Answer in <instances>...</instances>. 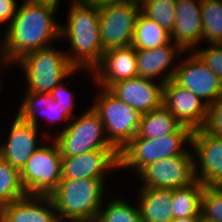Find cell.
Instances as JSON below:
<instances>
[{
	"mask_svg": "<svg viewBox=\"0 0 222 222\" xmlns=\"http://www.w3.org/2000/svg\"><path fill=\"white\" fill-rule=\"evenodd\" d=\"M21 3L4 31V60L10 67L24 55L60 41L61 22L55 17L57 7L30 0H23Z\"/></svg>",
	"mask_w": 222,
	"mask_h": 222,
	"instance_id": "6da1fadb",
	"label": "cell"
},
{
	"mask_svg": "<svg viewBox=\"0 0 222 222\" xmlns=\"http://www.w3.org/2000/svg\"><path fill=\"white\" fill-rule=\"evenodd\" d=\"M66 24L60 23V42L67 41V59L76 69L93 71L103 58L99 8L71 0ZM64 39V40H63Z\"/></svg>",
	"mask_w": 222,
	"mask_h": 222,
	"instance_id": "7a4b0ae2",
	"label": "cell"
},
{
	"mask_svg": "<svg viewBox=\"0 0 222 222\" xmlns=\"http://www.w3.org/2000/svg\"><path fill=\"white\" fill-rule=\"evenodd\" d=\"M107 180L61 179L49 195L59 221L94 222L104 199H109L105 195Z\"/></svg>",
	"mask_w": 222,
	"mask_h": 222,
	"instance_id": "3957f363",
	"label": "cell"
},
{
	"mask_svg": "<svg viewBox=\"0 0 222 222\" xmlns=\"http://www.w3.org/2000/svg\"><path fill=\"white\" fill-rule=\"evenodd\" d=\"M54 47L51 45L30 52L14 64L23 71L24 80L26 79L24 92L51 93L64 79L70 80L71 76L73 77L81 71L93 78L92 71L76 69L68 61L66 50H59V48Z\"/></svg>",
	"mask_w": 222,
	"mask_h": 222,
	"instance_id": "277c9868",
	"label": "cell"
},
{
	"mask_svg": "<svg viewBox=\"0 0 222 222\" xmlns=\"http://www.w3.org/2000/svg\"><path fill=\"white\" fill-rule=\"evenodd\" d=\"M191 136L192 130L181 125L175 132L164 137L154 139L134 137L119 152V169L134 171L135 176L151 162L181 155L190 146Z\"/></svg>",
	"mask_w": 222,
	"mask_h": 222,
	"instance_id": "5b68a950",
	"label": "cell"
},
{
	"mask_svg": "<svg viewBox=\"0 0 222 222\" xmlns=\"http://www.w3.org/2000/svg\"><path fill=\"white\" fill-rule=\"evenodd\" d=\"M96 87L91 107L104 124L108 141L120 152L136 136L142 114L108 89Z\"/></svg>",
	"mask_w": 222,
	"mask_h": 222,
	"instance_id": "8992f818",
	"label": "cell"
},
{
	"mask_svg": "<svg viewBox=\"0 0 222 222\" xmlns=\"http://www.w3.org/2000/svg\"><path fill=\"white\" fill-rule=\"evenodd\" d=\"M62 157H72L97 149H115L107 139L105 127L99 115L88 107L80 116L73 117L66 128L55 132Z\"/></svg>",
	"mask_w": 222,
	"mask_h": 222,
	"instance_id": "52a82bcc",
	"label": "cell"
},
{
	"mask_svg": "<svg viewBox=\"0 0 222 222\" xmlns=\"http://www.w3.org/2000/svg\"><path fill=\"white\" fill-rule=\"evenodd\" d=\"M47 141L31 155L20 171L27 195L49 196L62 179L59 147L52 138Z\"/></svg>",
	"mask_w": 222,
	"mask_h": 222,
	"instance_id": "ba28073f",
	"label": "cell"
},
{
	"mask_svg": "<svg viewBox=\"0 0 222 222\" xmlns=\"http://www.w3.org/2000/svg\"><path fill=\"white\" fill-rule=\"evenodd\" d=\"M140 3L127 0L99 8V30L103 51L131 46Z\"/></svg>",
	"mask_w": 222,
	"mask_h": 222,
	"instance_id": "9c48e42d",
	"label": "cell"
},
{
	"mask_svg": "<svg viewBox=\"0 0 222 222\" xmlns=\"http://www.w3.org/2000/svg\"><path fill=\"white\" fill-rule=\"evenodd\" d=\"M136 176L142 180L139 188L177 189L191 185L196 177L190 146L181 155L147 164Z\"/></svg>",
	"mask_w": 222,
	"mask_h": 222,
	"instance_id": "30bf717a",
	"label": "cell"
},
{
	"mask_svg": "<svg viewBox=\"0 0 222 222\" xmlns=\"http://www.w3.org/2000/svg\"><path fill=\"white\" fill-rule=\"evenodd\" d=\"M184 54L186 57L178 59L172 80L210 106L222 96V81L194 51H184Z\"/></svg>",
	"mask_w": 222,
	"mask_h": 222,
	"instance_id": "8fae6325",
	"label": "cell"
},
{
	"mask_svg": "<svg viewBox=\"0 0 222 222\" xmlns=\"http://www.w3.org/2000/svg\"><path fill=\"white\" fill-rule=\"evenodd\" d=\"M10 125L9 134L6 132V140L0 142V157L21 171L31 155L55 134L23 121L16 114ZM40 130L44 132L41 133Z\"/></svg>",
	"mask_w": 222,
	"mask_h": 222,
	"instance_id": "7c38bea8",
	"label": "cell"
},
{
	"mask_svg": "<svg viewBox=\"0 0 222 222\" xmlns=\"http://www.w3.org/2000/svg\"><path fill=\"white\" fill-rule=\"evenodd\" d=\"M191 152L196 180L205 186H218L222 182V138L203 128L192 131Z\"/></svg>",
	"mask_w": 222,
	"mask_h": 222,
	"instance_id": "4fadbf2b",
	"label": "cell"
},
{
	"mask_svg": "<svg viewBox=\"0 0 222 222\" xmlns=\"http://www.w3.org/2000/svg\"><path fill=\"white\" fill-rule=\"evenodd\" d=\"M117 170L120 171L119 152L116 149H97L62 157V179H109L112 172Z\"/></svg>",
	"mask_w": 222,
	"mask_h": 222,
	"instance_id": "5bb4252c",
	"label": "cell"
},
{
	"mask_svg": "<svg viewBox=\"0 0 222 222\" xmlns=\"http://www.w3.org/2000/svg\"><path fill=\"white\" fill-rule=\"evenodd\" d=\"M163 105L182 125L192 131L202 129L206 122L208 106L197 95L172 79L163 86Z\"/></svg>",
	"mask_w": 222,
	"mask_h": 222,
	"instance_id": "9a60e30c",
	"label": "cell"
},
{
	"mask_svg": "<svg viewBox=\"0 0 222 222\" xmlns=\"http://www.w3.org/2000/svg\"><path fill=\"white\" fill-rule=\"evenodd\" d=\"M163 86L160 81L137 76L116 82L108 90L124 103L145 114L163 105Z\"/></svg>",
	"mask_w": 222,
	"mask_h": 222,
	"instance_id": "2e32d148",
	"label": "cell"
},
{
	"mask_svg": "<svg viewBox=\"0 0 222 222\" xmlns=\"http://www.w3.org/2000/svg\"><path fill=\"white\" fill-rule=\"evenodd\" d=\"M135 52L138 77L157 80L163 84L173 78L177 59L184 54V51L172 41L155 49L135 50Z\"/></svg>",
	"mask_w": 222,
	"mask_h": 222,
	"instance_id": "e0dca14e",
	"label": "cell"
},
{
	"mask_svg": "<svg viewBox=\"0 0 222 222\" xmlns=\"http://www.w3.org/2000/svg\"><path fill=\"white\" fill-rule=\"evenodd\" d=\"M92 72L91 84L105 89L116 82L137 77L135 49L128 46L105 51L100 64Z\"/></svg>",
	"mask_w": 222,
	"mask_h": 222,
	"instance_id": "ac0fdd59",
	"label": "cell"
},
{
	"mask_svg": "<svg viewBox=\"0 0 222 222\" xmlns=\"http://www.w3.org/2000/svg\"><path fill=\"white\" fill-rule=\"evenodd\" d=\"M201 2L202 0L176 1V20L170 39L183 51H194L202 46Z\"/></svg>",
	"mask_w": 222,
	"mask_h": 222,
	"instance_id": "d6986e66",
	"label": "cell"
},
{
	"mask_svg": "<svg viewBox=\"0 0 222 222\" xmlns=\"http://www.w3.org/2000/svg\"><path fill=\"white\" fill-rule=\"evenodd\" d=\"M24 93L22 102H20L21 104L17 107L19 109L15 112L20 119L39 128L41 125L39 120L42 119L41 121H43L44 117V121L46 120L45 124L50 123L48 126L51 124L55 126L62 121L64 124L60 125L62 128H60L59 131L66 128L71 118L64 113V108L54 102L51 93Z\"/></svg>",
	"mask_w": 222,
	"mask_h": 222,
	"instance_id": "ffe728a7",
	"label": "cell"
},
{
	"mask_svg": "<svg viewBox=\"0 0 222 222\" xmlns=\"http://www.w3.org/2000/svg\"><path fill=\"white\" fill-rule=\"evenodd\" d=\"M1 222H60L49 196L27 195L0 208Z\"/></svg>",
	"mask_w": 222,
	"mask_h": 222,
	"instance_id": "44dd1931",
	"label": "cell"
},
{
	"mask_svg": "<svg viewBox=\"0 0 222 222\" xmlns=\"http://www.w3.org/2000/svg\"><path fill=\"white\" fill-rule=\"evenodd\" d=\"M141 222H171L172 214V189L164 188H139L135 189Z\"/></svg>",
	"mask_w": 222,
	"mask_h": 222,
	"instance_id": "7402d4cb",
	"label": "cell"
},
{
	"mask_svg": "<svg viewBox=\"0 0 222 222\" xmlns=\"http://www.w3.org/2000/svg\"><path fill=\"white\" fill-rule=\"evenodd\" d=\"M170 41V32L140 11L136 19L131 46L135 50L155 49Z\"/></svg>",
	"mask_w": 222,
	"mask_h": 222,
	"instance_id": "603a6c76",
	"label": "cell"
},
{
	"mask_svg": "<svg viewBox=\"0 0 222 222\" xmlns=\"http://www.w3.org/2000/svg\"><path fill=\"white\" fill-rule=\"evenodd\" d=\"M182 124L162 105L160 108L142 114L135 137L159 138L175 132Z\"/></svg>",
	"mask_w": 222,
	"mask_h": 222,
	"instance_id": "cb8c5ba5",
	"label": "cell"
},
{
	"mask_svg": "<svg viewBox=\"0 0 222 222\" xmlns=\"http://www.w3.org/2000/svg\"><path fill=\"white\" fill-rule=\"evenodd\" d=\"M205 185L196 180L183 188L172 189V214L174 218L200 217L201 198Z\"/></svg>",
	"mask_w": 222,
	"mask_h": 222,
	"instance_id": "d4e9b609",
	"label": "cell"
},
{
	"mask_svg": "<svg viewBox=\"0 0 222 222\" xmlns=\"http://www.w3.org/2000/svg\"><path fill=\"white\" fill-rule=\"evenodd\" d=\"M121 196L122 194L116 197L113 195L108 201L104 199L94 222H141L138 203L135 201L133 205L131 201Z\"/></svg>",
	"mask_w": 222,
	"mask_h": 222,
	"instance_id": "484cf974",
	"label": "cell"
},
{
	"mask_svg": "<svg viewBox=\"0 0 222 222\" xmlns=\"http://www.w3.org/2000/svg\"><path fill=\"white\" fill-rule=\"evenodd\" d=\"M202 43H222V0H202Z\"/></svg>",
	"mask_w": 222,
	"mask_h": 222,
	"instance_id": "4316f807",
	"label": "cell"
},
{
	"mask_svg": "<svg viewBox=\"0 0 222 222\" xmlns=\"http://www.w3.org/2000/svg\"><path fill=\"white\" fill-rule=\"evenodd\" d=\"M25 196L20 171L0 157V208Z\"/></svg>",
	"mask_w": 222,
	"mask_h": 222,
	"instance_id": "83f0119b",
	"label": "cell"
},
{
	"mask_svg": "<svg viewBox=\"0 0 222 222\" xmlns=\"http://www.w3.org/2000/svg\"><path fill=\"white\" fill-rule=\"evenodd\" d=\"M176 1L143 0L140 2V9L145 16L155 20L161 27L171 33L176 20Z\"/></svg>",
	"mask_w": 222,
	"mask_h": 222,
	"instance_id": "f1b7e54d",
	"label": "cell"
},
{
	"mask_svg": "<svg viewBox=\"0 0 222 222\" xmlns=\"http://www.w3.org/2000/svg\"><path fill=\"white\" fill-rule=\"evenodd\" d=\"M201 217L222 222V190L217 186H205L201 198Z\"/></svg>",
	"mask_w": 222,
	"mask_h": 222,
	"instance_id": "f546056e",
	"label": "cell"
},
{
	"mask_svg": "<svg viewBox=\"0 0 222 222\" xmlns=\"http://www.w3.org/2000/svg\"><path fill=\"white\" fill-rule=\"evenodd\" d=\"M204 47V48H203ZM194 52L222 81V43L197 47Z\"/></svg>",
	"mask_w": 222,
	"mask_h": 222,
	"instance_id": "4dcf8cb0",
	"label": "cell"
},
{
	"mask_svg": "<svg viewBox=\"0 0 222 222\" xmlns=\"http://www.w3.org/2000/svg\"><path fill=\"white\" fill-rule=\"evenodd\" d=\"M66 79L60 82L52 91L51 94L53 96L54 102L58 103L62 108H64V113L68 115L71 119L76 116L74 112L75 109V94L73 95V91H70L66 84Z\"/></svg>",
	"mask_w": 222,
	"mask_h": 222,
	"instance_id": "1f68e13d",
	"label": "cell"
},
{
	"mask_svg": "<svg viewBox=\"0 0 222 222\" xmlns=\"http://www.w3.org/2000/svg\"><path fill=\"white\" fill-rule=\"evenodd\" d=\"M203 129L222 138V96L208 106L207 118Z\"/></svg>",
	"mask_w": 222,
	"mask_h": 222,
	"instance_id": "d6a6232c",
	"label": "cell"
},
{
	"mask_svg": "<svg viewBox=\"0 0 222 222\" xmlns=\"http://www.w3.org/2000/svg\"><path fill=\"white\" fill-rule=\"evenodd\" d=\"M18 5V1L16 0H0V25L7 24L1 26V28L6 27L4 28L3 33L16 15Z\"/></svg>",
	"mask_w": 222,
	"mask_h": 222,
	"instance_id": "836d02e7",
	"label": "cell"
},
{
	"mask_svg": "<svg viewBox=\"0 0 222 222\" xmlns=\"http://www.w3.org/2000/svg\"><path fill=\"white\" fill-rule=\"evenodd\" d=\"M80 1L83 2L85 5H92L100 8L109 4L120 3L127 0H80Z\"/></svg>",
	"mask_w": 222,
	"mask_h": 222,
	"instance_id": "e575fe53",
	"label": "cell"
},
{
	"mask_svg": "<svg viewBox=\"0 0 222 222\" xmlns=\"http://www.w3.org/2000/svg\"><path fill=\"white\" fill-rule=\"evenodd\" d=\"M7 69L9 70L10 69V66L6 63L5 60H0V94H1V91L4 89L2 88V86H4L3 82H2V79H1V71H4L6 73Z\"/></svg>",
	"mask_w": 222,
	"mask_h": 222,
	"instance_id": "d590c367",
	"label": "cell"
},
{
	"mask_svg": "<svg viewBox=\"0 0 222 222\" xmlns=\"http://www.w3.org/2000/svg\"><path fill=\"white\" fill-rule=\"evenodd\" d=\"M33 2H37V3H45V4H50L52 6H55L59 9V4H61V0H30Z\"/></svg>",
	"mask_w": 222,
	"mask_h": 222,
	"instance_id": "8d00e7d4",
	"label": "cell"
},
{
	"mask_svg": "<svg viewBox=\"0 0 222 222\" xmlns=\"http://www.w3.org/2000/svg\"><path fill=\"white\" fill-rule=\"evenodd\" d=\"M200 217L173 218L171 222H198Z\"/></svg>",
	"mask_w": 222,
	"mask_h": 222,
	"instance_id": "74e56055",
	"label": "cell"
},
{
	"mask_svg": "<svg viewBox=\"0 0 222 222\" xmlns=\"http://www.w3.org/2000/svg\"><path fill=\"white\" fill-rule=\"evenodd\" d=\"M0 38V60H4V51H5V34H2Z\"/></svg>",
	"mask_w": 222,
	"mask_h": 222,
	"instance_id": "f35d334b",
	"label": "cell"
},
{
	"mask_svg": "<svg viewBox=\"0 0 222 222\" xmlns=\"http://www.w3.org/2000/svg\"><path fill=\"white\" fill-rule=\"evenodd\" d=\"M198 222H213V221L206 220L205 218H203V217L200 216Z\"/></svg>",
	"mask_w": 222,
	"mask_h": 222,
	"instance_id": "ab89813d",
	"label": "cell"
},
{
	"mask_svg": "<svg viewBox=\"0 0 222 222\" xmlns=\"http://www.w3.org/2000/svg\"><path fill=\"white\" fill-rule=\"evenodd\" d=\"M217 187L222 190V182Z\"/></svg>",
	"mask_w": 222,
	"mask_h": 222,
	"instance_id": "60d3db41",
	"label": "cell"
},
{
	"mask_svg": "<svg viewBox=\"0 0 222 222\" xmlns=\"http://www.w3.org/2000/svg\"><path fill=\"white\" fill-rule=\"evenodd\" d=\"M134 1L140 3V2H142L143 0H134Z\"/></svg>",
	"mask_w": 222,
	"mask_h": 222,
	"instance_id": "b9f144b4",
	"label": "cell"
}]
</instances>
